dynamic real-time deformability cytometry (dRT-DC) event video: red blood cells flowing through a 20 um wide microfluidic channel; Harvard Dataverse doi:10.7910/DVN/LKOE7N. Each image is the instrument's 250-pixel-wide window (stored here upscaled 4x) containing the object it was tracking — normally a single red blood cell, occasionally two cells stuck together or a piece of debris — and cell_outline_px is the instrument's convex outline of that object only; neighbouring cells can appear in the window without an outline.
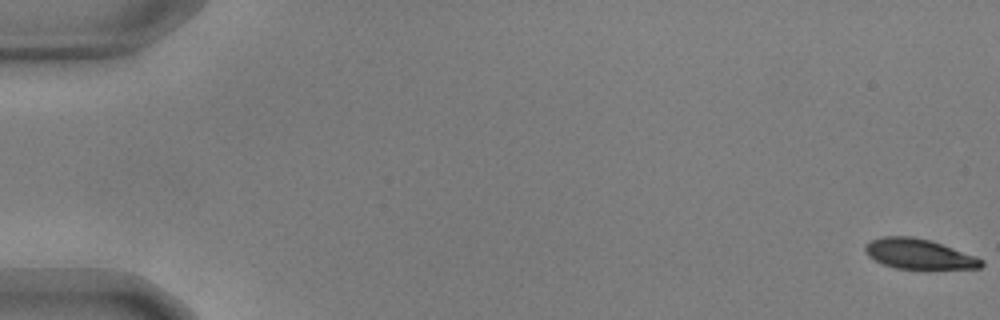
{"species": "common noctule bat (a hibernating species)", "species_latin": "Nyctalus noctula", "temperature_condition": "warm", "stored_images_in_passage": 56, "camera_frame_rate_fps": 3000, "um_per_image_px": 0.085, "animal": {"sex": "male", "body_mass_g": 17.9, "forearm_length_mm": 54.2}, "frame": {"image": 1, "passage_image": 1, "time_ms": 0.0, "image_size_px": [1000, 320], "cell_outline_px": [[984, 264], [980, 268], [896, 268], [884, 264], [868, 256], [864, 252], [864, 244], [880, 236], [912, 236], [932, 240], [976, 256], [984, 260]], "centroid_in_image_um": [78.09, 21.56], "position_along_channel_um": 6.9, "area_um2": 20.35}}
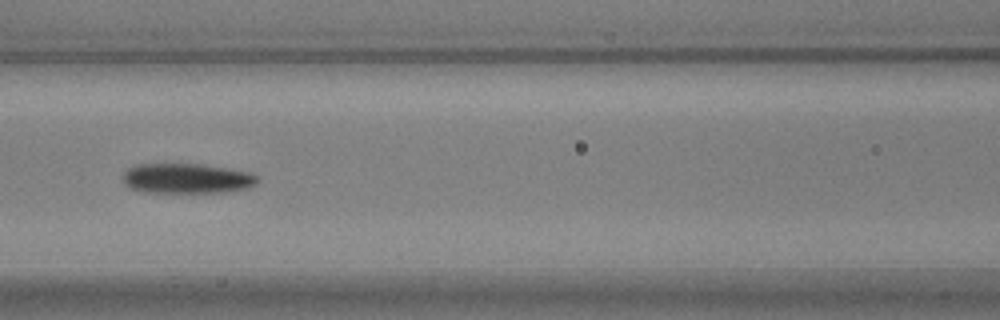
{"frame": {"image": 2, "passage_image": 26, "time_ms": 8.333, "image_size_px": [1000, 320], "cell_outline_px": [[256, 184], [248, 188], [224, 192], [144, 192], [128, 188], [124, 184], [124, 172], [128, 168], [136, 164], [204, 164], [252, 172], [256, 176]], "centroid_in_image_um": [15.87, 15.16], "position_along_channel_um": 150.7, "area_um2": 23.64}}
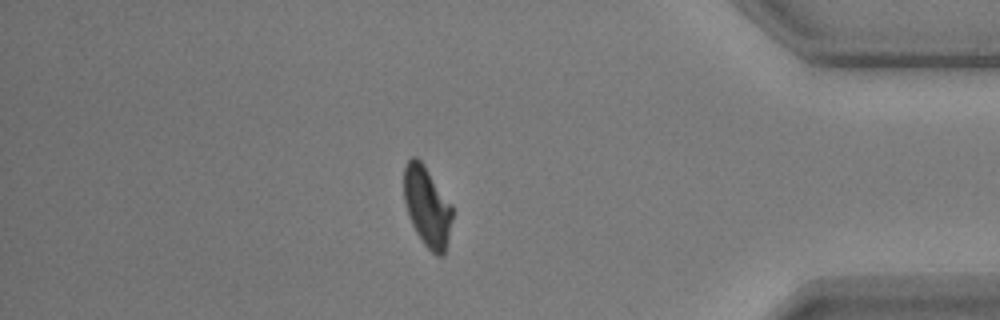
{"frame": {"image": 3, "passage_image": 49, "time_ms": 16.0, "image_size_px": [1000, 320], "cell_outline_px": [[452, 220], [448, 240], [444, 252], [440, 256], [436, 256], [424, 244], [416, 232], [408, 216], [404, 200], [404, 168], [408, 160], [412, 156], [416, 156], [424, 164], [452, 204]], "centroid_in_image_um": [36.3, 17.54], "position_along_channel_um": 398.9, "area_um2": 22.6}, "authors_computed_cell_mechanics": {"area_um2": 23.2356, "velocity_mm_per_s": 3.6418, "shape_relaxation_time_tau1_ms": 4.3396, "shape_relaxation_time_tau2_ms": 4.2333, "deformation_change_tau1": 0.1576, "deformation_change_tau2": 0.0878}}